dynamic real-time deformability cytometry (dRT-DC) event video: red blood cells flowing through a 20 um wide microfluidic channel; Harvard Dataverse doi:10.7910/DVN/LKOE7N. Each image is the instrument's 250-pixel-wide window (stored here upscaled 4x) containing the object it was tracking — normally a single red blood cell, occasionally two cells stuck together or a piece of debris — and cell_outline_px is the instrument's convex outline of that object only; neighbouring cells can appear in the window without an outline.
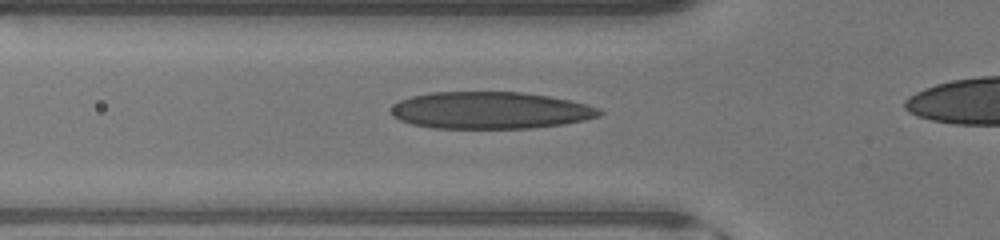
{"species": "human", "species_latin": "Homo sapiens", "temperature_condition": "warm", "stored_images_in_passage": 28, "camera_frame_rate_fps": 3000, "um_per_image_px": 0.085, "donor": {"sex": "male"}, "frame": {"image": 1, "passage_image": 4, "time_ms": 1.0, "image_size_px": [1000, 240], "cell_outline_px": [[604, 112], [600, 116], [584, 120], [564, 124], [532, 128], [432, 128], [412, 124], [400, 120], [392, 116], [392, 108], [400, 100], [412, 96], [432, 92], [520, 92], [548, 96], [588, 104], [600, 108]], "centroid_in_image_um": [41.71, 9.38], "position_along_channel_um": 84.1, "area_um2": 44.91}}
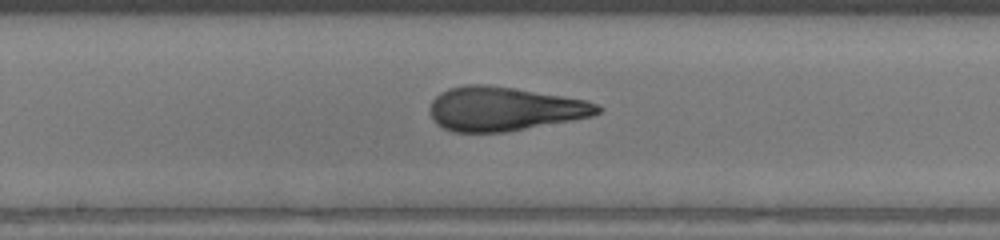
{"frame": {"image": 2, "passage_image": 12, "time_ms": 3.667, "image_size_px": [1000, 240], "cell_outline_px": [[604, 108], [600, 112], [592, 116], [572, 120], [504, 132], [452, 132], [436, 124], [432, 120], [432, 100], [440, 92], [448, 88], [464, 84], [488, 84], [588, 100]], "centroid_in_image_um": [42.85, 9.24], "position_along_channel_um": 205.3, "area_um2": 42.89}}
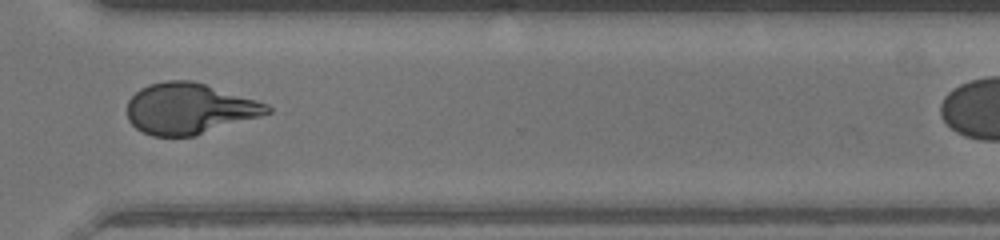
{"frame": {"image": 3, "passage_image": 22, "time_ms": 7.0, "image_size_px": [1000, 240], "cell_outline_px": [[272, 112], [260, 116], [196, 136], [152, 136], [136, 128], [128, 120], [128, 100], [140, 88], [148, 84], [168, 80], [192, 80], [256, 100], [268, 104], [272, 108]], "centroid_in_image_um": [16.08, 9.23], "position_along_channel_um": 354.5, "area_um2": 41.44}, "authors_computed_cell_mechanics": {"area_um2": 42.5119, "velocity_mm_per_s": 4.486, "shape_relaxation_time_tau1_ms": 10.7268, "shape_relaxation_time_tau2_ms": 0.9884, "deformation_change_tau1": 0.4522, "deformation_change_tau2": 0.1032}}